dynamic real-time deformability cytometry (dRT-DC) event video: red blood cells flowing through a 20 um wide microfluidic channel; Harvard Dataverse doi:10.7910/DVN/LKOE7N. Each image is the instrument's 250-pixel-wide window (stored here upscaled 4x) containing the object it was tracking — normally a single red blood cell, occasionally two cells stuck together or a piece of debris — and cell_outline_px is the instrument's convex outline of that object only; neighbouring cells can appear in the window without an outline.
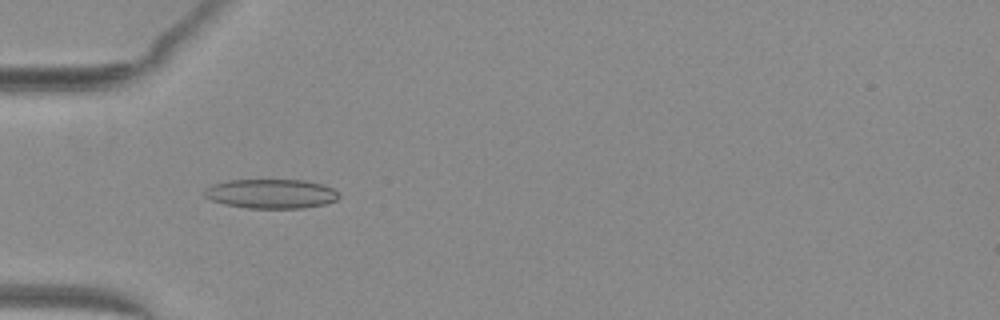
{"species": "common noctule bat (a hibernating species)", "species_latin": "Nyctalus noctula", "temperature_condition": "warm", "stored_images_in_passage": 43, "camera_frame_rate_fps": 3000, "um_per_image_px": 0.085, "animal": {"sex": "female", "body_mass_g": 29.2, "forearm_length_mm": 56.3}, "frame": {"image": 1, "passage_image": 9, "time_ms": 2.667, "image_size_px": [1000, 320], "cell_outline_px": [[340, 196], [336, 200], [324, 204], [304, 208], [248, 208], [224, 204], [212, 200], [204, 196], [204, 188], [212, 184], [228, 180], [304, 180], [324, 184], [332, 188]], "centroid_in_image_um": [23.03, 16.46], "position_along_channel_um": 62.0, "area_um2": 23.06}}
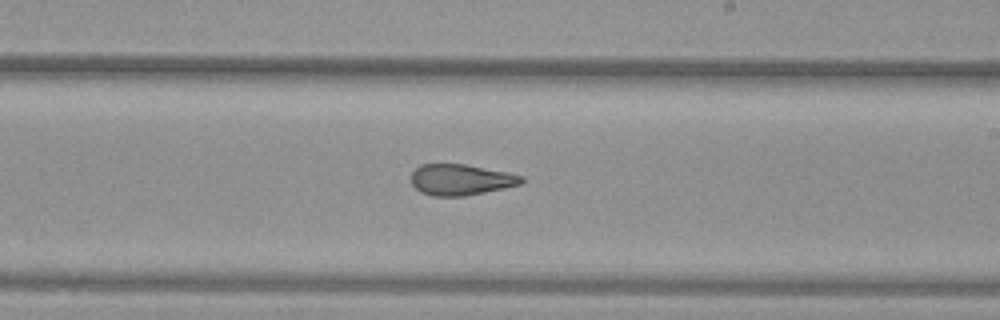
{"frame": {"image": 2, "passage_image": 23, "time_ms": 7.333, "image_size_px": [1000, 320], "cell_outline_px": [[524, 180], [520, 184], [504, 188], [464, 196], [432, 196], [420, 192], [412, 184], [412, 172], [420, 164], [464, 164], [508, 172], [524, 176]], "centroid_in_image_um": [39.17, 15.27], "position_along_channel_um": 249.8, "area_um2": 19.88}}
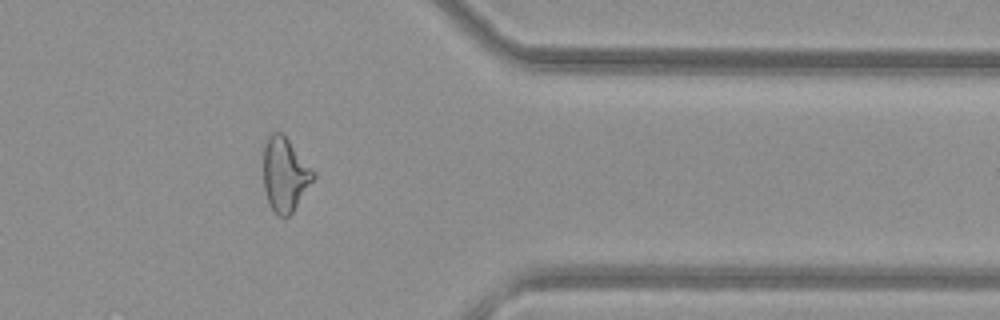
{"frame": {"image": 3, "passage_image": 34, "time_ms": 11.0, "image_size_px": [1000, 320], "cell_outline_px": [[316, 176], [292, 212], [288, 216], [276, 216], [268, 204], [264, 188], [264, 148], [268, 132], [280, 132], [288, 140], [316, 172]], "centroid_in_image_um": [24.21, 14.84], "position_along_channel_um": 387.2, "area_um2": 21.44}, "authors_computed_cell_mechanics": {"area_um2": 21.6172, "velocity_mm_per_s": 4.1016, "shape_relaxation_time_tau1_ms": null, "shape_relaxation_time_tau2_ms": 1.9082, "deformation_change_tau1": null, "deformation_change_tau2": 0.1014}}